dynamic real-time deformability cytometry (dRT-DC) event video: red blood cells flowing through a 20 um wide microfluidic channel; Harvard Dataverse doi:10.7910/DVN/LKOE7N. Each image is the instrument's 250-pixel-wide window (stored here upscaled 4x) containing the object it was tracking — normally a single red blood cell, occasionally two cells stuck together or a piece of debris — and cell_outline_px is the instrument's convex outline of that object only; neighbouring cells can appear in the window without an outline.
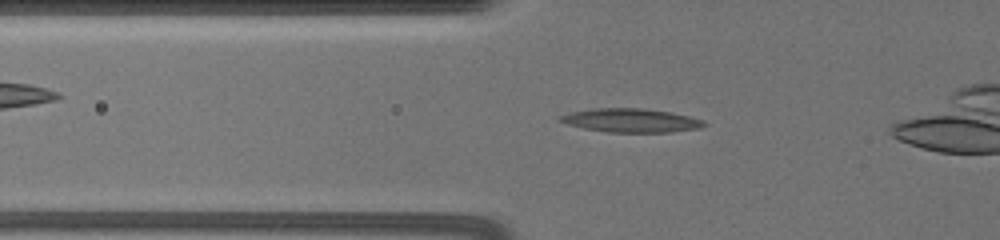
{"species": "common noctule bat (a hibernating species)", "species_latin": "Nyctalus noctula", "temperature_condition": "warm", "stored_images_in_passage": 12, "camera_frame_rate_fps": 3000, "um_per_image_px": 0.085, "animal": {"sex": "female", "body_mass_g": 19.5, "forearm_length_mm": 54.1}, "frame": {"image": 1, "passage_image": 6, "time_ms": 1.0, "image_size_px": [1000, 240], "cell_outline_px": [[708, 124], [700, 128], [672, 132], [608, 132], [584, 128], [568, 124], [556, 120], [560, 116], [572, 112], [596, 108], [640, 108], [672, 112], [692, 116], [704, 120]], "centroid_in_image_um": [53.7, 10.23], "position_along_channel_um": 72.1, "area_um2": 19.94}}